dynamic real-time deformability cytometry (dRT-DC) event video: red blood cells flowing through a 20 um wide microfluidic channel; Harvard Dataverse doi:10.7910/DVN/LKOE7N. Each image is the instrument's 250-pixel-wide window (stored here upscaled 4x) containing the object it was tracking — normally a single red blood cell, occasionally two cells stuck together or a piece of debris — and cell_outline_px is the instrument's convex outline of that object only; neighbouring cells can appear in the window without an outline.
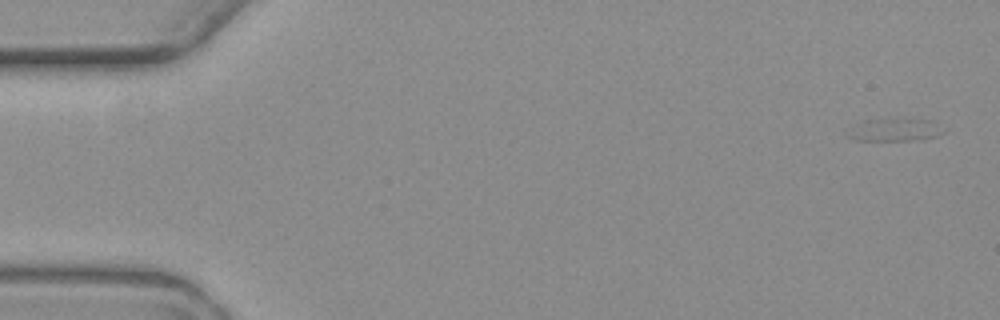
{"species": "common noctule bat (a hibernating species)", "species_latin": "Nyctalus noctula", "temperature_condition": "warm", "stored_images_in_passage": 4, "camera_frame_rate_fps": 3000, "um_per_image_px": 0.085, "animal": {"sex": "female", "body_mass_g": 19.3, "forearm_length_mm": 54.1}, "frame": {"image": 1, "passage_image": 1, "time_ms": 0.0, "image_size_px": [1000, 320], "cell_outline_px": [[944, 132], [936, 136], [924, 140], [852, 140], [844, 136], [844, 132], [864, 120], [932, 120]], "centroid_in_image_um": [75.97, 11.07], "position_along_channel_um": 9.0, "area_um2": 12.43}}
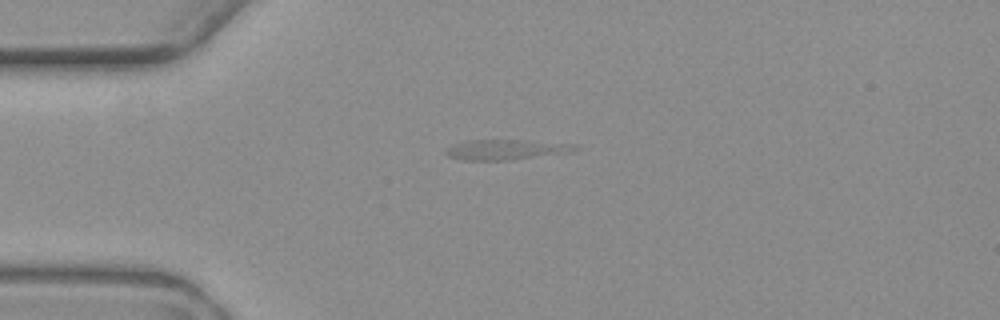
{"frame": {"image": 2, "passage_image": 4, "time_ms": 4.333, "image_size_px": [1000, 320], "cell_outline_px": [[580, 148], [572, 152], [512, 160], [464, 160], [448, 156], [444, 152], [444, 148], [452, 144], [468, 140], [524, 140], [576, 144]], "centroid_in_image_um": [43.01, 12.71], "position_along_channel_um": 42.0, "area_um2": 15.43}}